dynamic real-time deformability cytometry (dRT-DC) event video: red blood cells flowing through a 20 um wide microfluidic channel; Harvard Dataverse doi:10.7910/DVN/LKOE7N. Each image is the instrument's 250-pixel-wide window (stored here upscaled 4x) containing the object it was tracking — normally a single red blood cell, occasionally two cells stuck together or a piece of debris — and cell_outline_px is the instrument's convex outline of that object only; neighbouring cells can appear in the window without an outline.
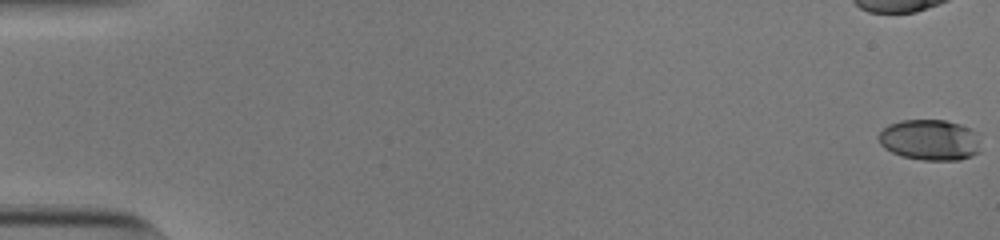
{"species": "human", "species_latin": "Homo sapiens", "temperature_condition": "cold", "stored_images_in_passage": 45, "camera_frame_rate_fps": 3000, "um_per_image_px": 0.085, "donor": {"sex": "male"}, "frame": {"image": 1, "passage_image": 1, "time_ms": 0.0, "image_size_px": [1000, 240], "cell_outline_px": [[980, 152], [972, 156], [960, 160], [920, 160], [900, 156], [884, 148], [880, 144], [876, 136], [888, 124], [900, 120], [944, 120], [960, 124], [972, 128]], "centroid_in_image_um": [78.98, 11.9], "position_along_channel_um": 6.0, "area_um2": 24.39}}